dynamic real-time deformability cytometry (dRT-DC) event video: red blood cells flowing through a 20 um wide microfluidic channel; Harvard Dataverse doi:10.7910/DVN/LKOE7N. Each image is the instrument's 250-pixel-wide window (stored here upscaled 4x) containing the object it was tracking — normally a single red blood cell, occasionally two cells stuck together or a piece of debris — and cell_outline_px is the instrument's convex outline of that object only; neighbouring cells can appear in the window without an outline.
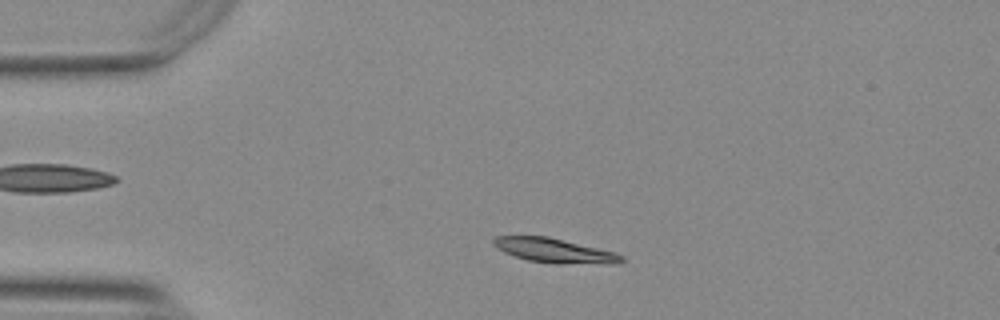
{"species": "Egyptian fruit bat (a non-hibernating species)", "species_latin": "Rousettus aegyptiacus", "temperature_condition": "warm", "stored_images_in_passage": 51, "camera_frame_rate_fps": 3000, "um_per_image_px": 0.085, "animal": {"sex": "female"}, "frame": {"image": 1, "passage_image": 9, "time_ms": 2.667, "image_size_px": [1000, 320], "cell_outline_px": [[624, 260], [616, 264], [556, 264], [528, 260], [504, 252], [492, 244], [492, 240], [496, 236], [548, 236], [616, 252], [624, 256]], "centroid_in_image_um": [47.18, 21.3], "position_along_channel_um": 37.8, "area_um2": 18.38}}
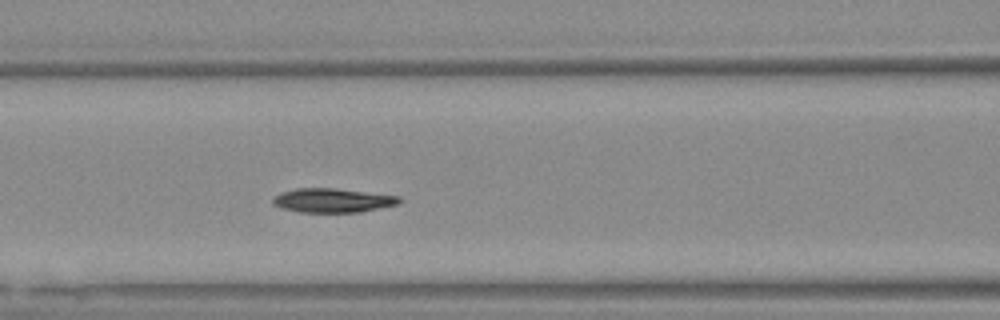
{"frame": {"image": 2, "passage_image": 20, "time_ms": 6.333, "image_size_px": [1000, 320], "cell_outline_px": [[404, 200], [400, 204], [360, 212], [300, 212], [280, 208], [272, 204], [272, 196], [280, 192], [296, 188], [336, 188], [400, 196]], "centroid_in_image_um": [28.27, 17.03], "position_along_channel_um": 138.3, "area_um2": 18.09}}
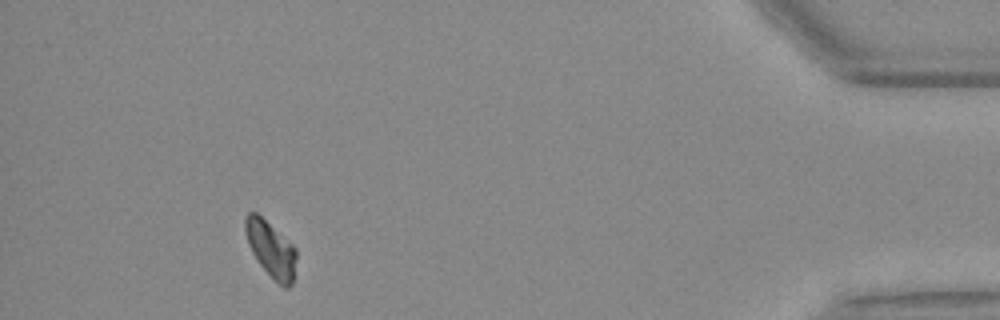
{"frame": {"image": 3, "passage_image": 47, "time_ms": 15.333, "image_size_px": [1000, 320], "cell_outline_px": [[296, 260], [292, 284], [288, 288], [284, 288], [260, 264], [252, 252], [248, 244], [244, 228], [244, 216], [248, 212], [256, 212], [292, 244], [296, 248]], "centroid_in_image_um": [23.01, 21.15], "position_along_channel_um": 412.2, "area_um2": 16.36}, "authors_computed_cell_mechanics": {"area_um2": 17.629, "velocity_mm_per_s": 3.7267, "shape_relaxation_time_tau1_ms": 3.1888, "shape_relaxation_time_tau2_ms": null, "deformation_change_tau1": 0.1415, "deformation_change_tau2": null}}